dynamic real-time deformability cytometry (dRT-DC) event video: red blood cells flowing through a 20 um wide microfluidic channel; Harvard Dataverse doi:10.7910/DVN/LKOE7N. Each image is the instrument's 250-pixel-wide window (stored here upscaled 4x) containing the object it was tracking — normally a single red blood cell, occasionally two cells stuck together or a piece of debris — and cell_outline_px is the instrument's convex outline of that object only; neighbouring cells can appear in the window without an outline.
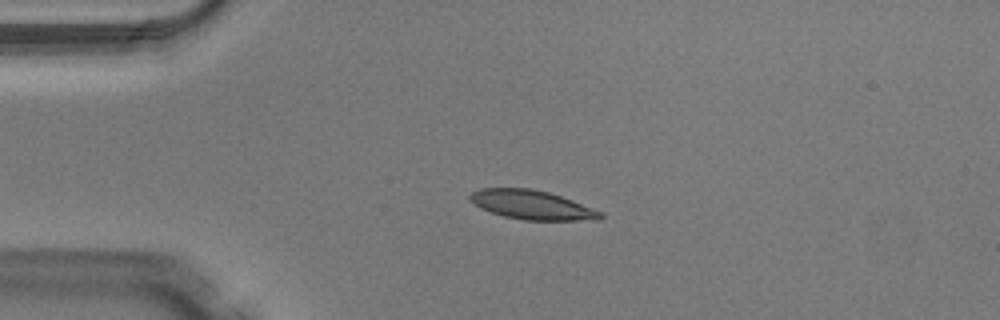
{"species": "Egyptian fruit bat (a non-hibernating species)", "species_latin": "Rousettus aegyptiacus", "temperature_condition": "warm", "stored_images_in_passage": 38, "camera_frame_rate_fps": 3000, "um_per_image_px": 0.085, "animal": {"sex": "male"}, "frame": {"image": 1, "passage_image": 1, "time_ms": 0.0, "image_size_px": [1000, 320], "cell_outline_px": [[604, 216], [600, 220], [524, 220], [504, 216], [480, 208], [468, 196], [472, 192], [480, 188], [532, 188], [548, 192], [572, 200], [604, 212]], "centroid_in_image_um": [45.26, 17.42], "position_along_channel_um": 39.7, "area_um2": 22.08}}
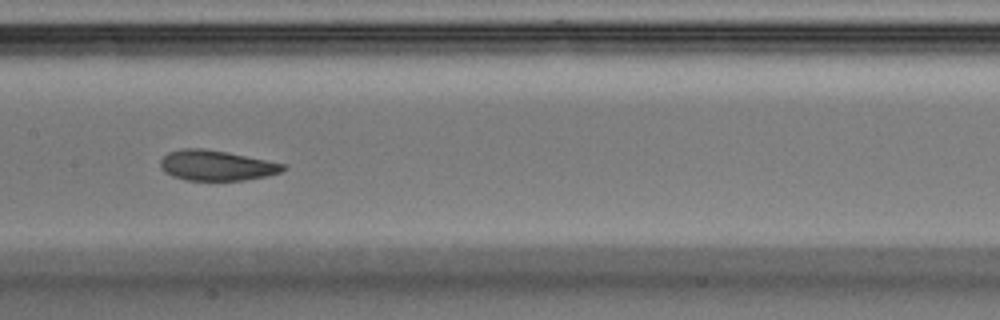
{"frame": {"image": 2, "passage_image": 14, "time_ms": 4.333, "image_size_px": [1000, 320], "cell_outline_px": [[288, 168], [280, 172], [268, 176], [244, 180], [188, 180], [172, 176], [164, 172], [160, 168], [160, 160], [168, 152], [184, 148], [204, 148], [228, 152], [288, 164]], "centroid_in_image_um": [18.43, 14.06], "position_along_channel_um": 189.0, "area_um2": 21.91}}
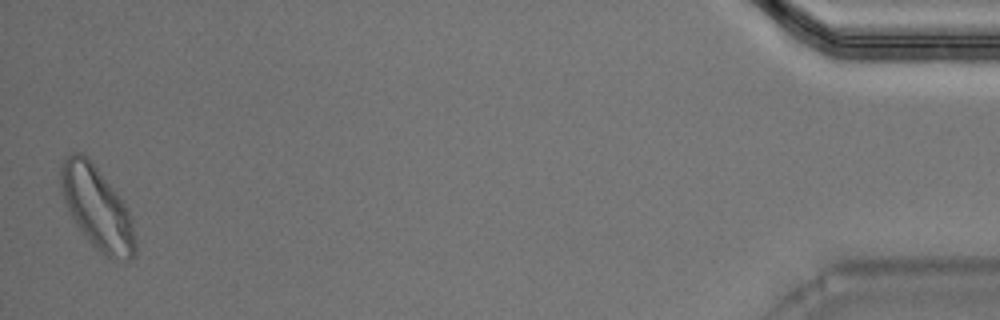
{"frame": {"image": 3, "passage_image": 38, "time_ms": 12.333, "image_size_px": [1000, 320], "cell_outline_px": [[136, 256], [128, 260], [124, 260], [108, 256], [100, 252], [92, 244], [76, 224], [64, 200], [60, 184], [60, 164], [72, 152], [80, 152], [88, 156], [124, 204], [128, 212], [136, 236]], "centroid_in_image_um": [8.24, 17.66], "position_along_channel_um": 427.0, "area_um2": 35.08}, "authors_computed_cell_mechanics": {"area_um2": 22.6287, "velocity_mm_per_s": 4.0898, "shape_relaxation_time_tau1_ms": 2.6175, "shape_relaxation_time_tau2_ms": 1.8646, "deformation_change_tau1": 0.104, "deformation_change_tau2": 0.0717}}